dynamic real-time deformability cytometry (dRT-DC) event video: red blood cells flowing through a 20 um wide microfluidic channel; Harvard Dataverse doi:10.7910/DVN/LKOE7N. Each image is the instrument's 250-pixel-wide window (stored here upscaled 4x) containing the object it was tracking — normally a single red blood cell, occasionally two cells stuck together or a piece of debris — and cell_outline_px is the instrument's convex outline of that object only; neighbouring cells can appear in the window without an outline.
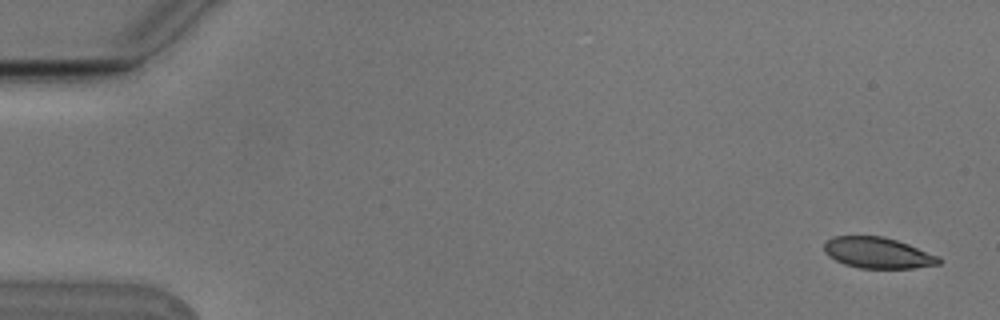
{"species": "Egyptian fruit bat (a non-hibernating species)", "species_latin": "Rousettus aegyptiacus", "temperature_condition": "cold", "stored_images_in_passage": 6, "camera_frame_rate_fps": 3000, "um_per_image_px": 0.085, "animal": {"sex": "male"}, "frame": {"image": 1, "passage_image": 1, "time_ms": 0.0, "image_size_px": [1000, 320], "cell_outline_px": [[940, 264], [912, 268], [860, 268], [844, 264], [828, 256], [824, 252], [824, 244], [832, 236], [884, 236], [908, 244], [940, 256]], "centroid_in_image_um": [74.61, 21.49], "position_along_channel_um": 10.4, "area_um2": 20.69}}